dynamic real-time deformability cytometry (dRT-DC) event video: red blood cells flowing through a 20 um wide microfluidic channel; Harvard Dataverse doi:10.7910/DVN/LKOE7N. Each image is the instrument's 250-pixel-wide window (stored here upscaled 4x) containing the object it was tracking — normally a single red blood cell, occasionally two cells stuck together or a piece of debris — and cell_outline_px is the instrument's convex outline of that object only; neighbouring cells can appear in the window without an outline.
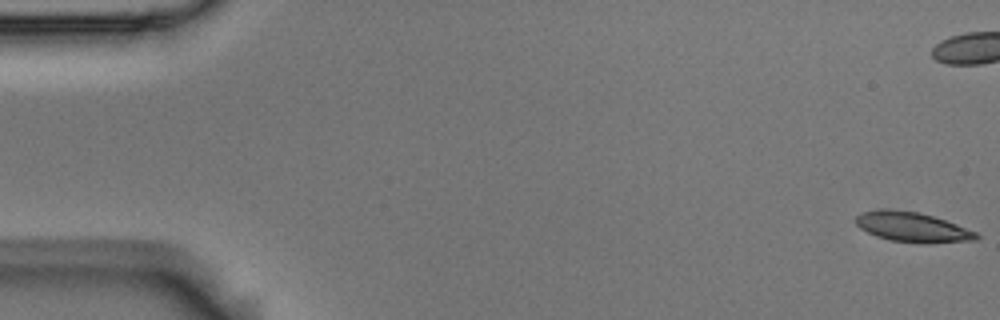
{"species": "Egyptian fruit bat (a non-hibernating species)", "species_latin": "Rousettus aegyptiacus", "temperature_condition": "room temperature", "stored_images_in_passage": 5, "camera_frame_rate_fps": 3000, "um_per_image_px": 0.085, "animal": {"sex": "male"}, "frame": {"image": 1, "passage_image": 1, "time_ms": 0.0, "image_size_px": [1000, 320], "cell_outline_px": [[980, 236], [976, 240], [924, 244], [920, 244], [892, 240], [876, 236], [860, 228], [852, 220], [856, 216], [864, 212], [916, 212], [932, 216], [956, 224], [976, 232]], "centroid_in_image_um": [77.61, 19.36], "position_along_channel_um": 7.4, "area_um2": 20.17}}
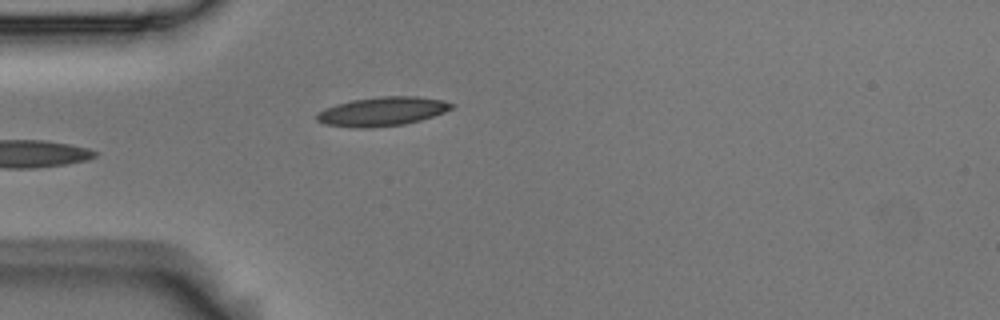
{"frame": {"image": 2, "passage_image": 5, "time_ms": 1.333, "image_size_px": [1000, 320], "cell_outline_px": [[456, 104], [452, 108], [444, 112], [420, 120], [404, 124], [372, 128], [352, 128], [324, 124], [316, 120], [316, 112], [324, 108], [336, 104], [352, 100], [380, 96], [416, 96], [444, 100]], "centroid_in_image_um": [32.46, 9.47], "position_along_channel_um": 52.5, "area_um2": 23.0}}